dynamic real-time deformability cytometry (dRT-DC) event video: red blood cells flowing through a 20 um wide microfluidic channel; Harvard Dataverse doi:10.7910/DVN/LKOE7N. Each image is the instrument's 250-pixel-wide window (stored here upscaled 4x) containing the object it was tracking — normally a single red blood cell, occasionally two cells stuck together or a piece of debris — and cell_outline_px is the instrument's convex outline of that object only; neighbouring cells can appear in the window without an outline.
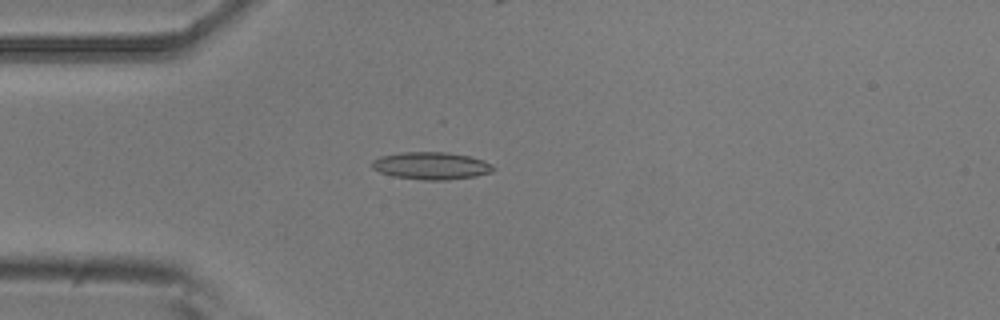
{"species": "common noctule bat (a hibernating species)", "species_latin": "Nyctalus noctula", "temperature_condition": "room temperature", "stored_images_in_passage": 7, "camera_frame_rate_fps": 3000, "um_per_image_px": 0.085, "animal": {"sex": "male", "body_mass_g": 20.5, "forearm_length_mm": 52.5}, "frame": {"image": 1, "passage_image": 5, "time_ms": 4.667, "image_size_px": [1000, 320], "cell_outline_px": [[496, 168], [492, 172], [476, 176], [448, 180], [424, 180], [392, 176], [380, 172], [372, 168], [372, 160], [380, 156], [400, 152], [448, 152], [468, 156], [484, 160], [492, 164]], "centroid_in_image_um": [36.66, 14.09], "position_along_channel_um": 48.3, "area_um2": 19.54}}